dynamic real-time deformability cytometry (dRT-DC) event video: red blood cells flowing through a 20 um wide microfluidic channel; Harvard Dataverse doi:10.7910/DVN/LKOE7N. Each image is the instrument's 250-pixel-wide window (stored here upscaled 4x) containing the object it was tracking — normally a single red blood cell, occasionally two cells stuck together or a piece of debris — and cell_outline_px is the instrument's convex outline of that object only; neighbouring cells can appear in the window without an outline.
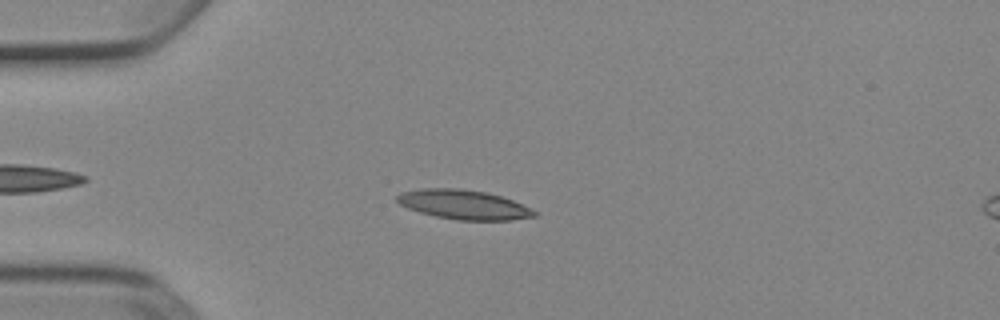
{"species": "Egyptian fruit bat (a non-hibernating species)", "species_latin": "Rousettus aegyptiacus", "temperature_condition": "cold", "stored_images_in_passage": 44, "camera_frame_rate_fps": 3000, "um_per_image_px": 0.085, "animal": {"sex": "female"}, "frame": {"image": 1, "passage_image": 9, "time_ms": 2.667, "image_size_px": [1000, 320], "cell_outline_px": [[536, 216], [512, 220], [456, 220], [436, 216], [420, 212], [408, 208], [400, 204], [396, 200], [396, 196], [400, 192], [420, 188], [460, 188], [484, 192], [500, 196], [512, 200], [536, 212]], "centroid_in_image_um": [39.36, 17.38], "position_along_channel_um": 45.6, "area_um2": 23.35}}
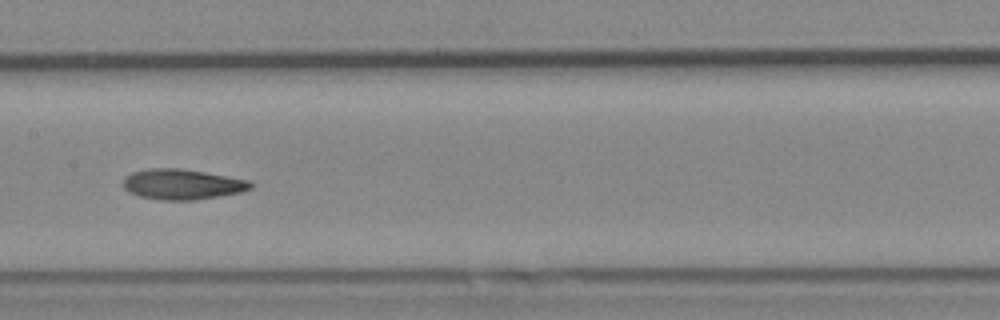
{"frame": {"image": 2, "passage_image": 22, "time_ms": 7.0, "image_size_px": [1000, 320], "cell_outline_px": [[252, 188], [240, 192], [220, 196], [196, 200], [160, 200], [140, 196], [128, 192], [124, 188], [124, 176], [132, 172], [148, 168], [180, 168], [252, 180]], "centroid_in_image_um": [15.49, 15.66], "position_along_channel_um": 191.9, "area_um2": 22.72}}
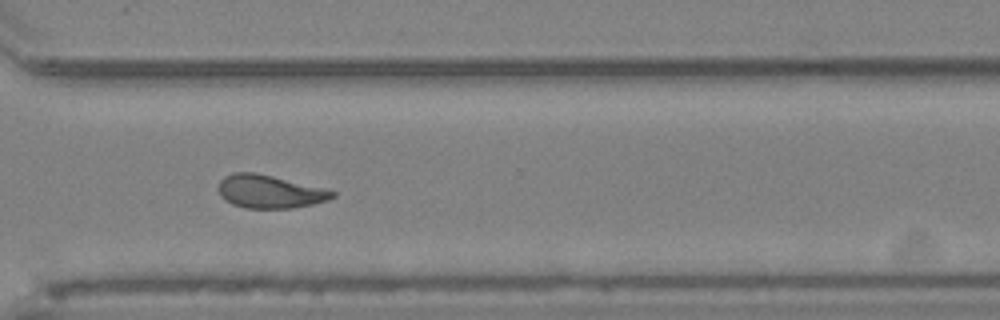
{"frame": {"image": 3, "passage_image": 34, "time_ms": 11.0, "image_size_px": [1000, 320], "cell_outline_px": [[336, 196], [328, 200], [312, 204], [292, 208], [244, 208], [232, 204], [224, 200], [220, 196], [220, 180], [224, 176], [232, 172], [252, 172], [272, 176], [324, 188], [336, 192]], "centroid_in_image_um": [22.91, 16.29], "position_along_channel_um": 347.7, "area_um2": 21.91}, "authors_computed_cell_mechanics": {"area_um2": 21.9929, "velocity_mm_per_s": 3.8929, "shape_relaxation_time_tau1_ms": 9.654, "shape_relaxation_time_tau2_ms": null, "deformation_change_tau1": 0.2228, "deformation_change_tau2": null}}